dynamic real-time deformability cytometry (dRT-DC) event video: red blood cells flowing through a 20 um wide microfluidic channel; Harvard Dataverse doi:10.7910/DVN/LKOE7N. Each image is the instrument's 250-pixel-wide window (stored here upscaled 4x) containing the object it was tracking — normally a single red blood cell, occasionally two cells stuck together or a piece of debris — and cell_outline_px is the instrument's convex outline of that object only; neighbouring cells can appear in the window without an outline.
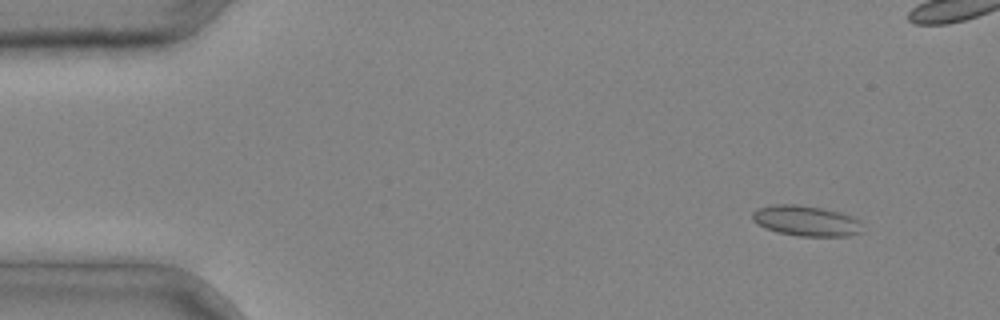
{"species": "common noctule bat (a hibernating species)", "species_latin": "Nyctalus noctula", "temperature_condition": "cold", "stored_images_in_passage": 4, "camera_frame_rate_fps": 3000, "um_per_image_px": 0.085, "animal": {"sex": "male", "body_mass_g": 20.4}, "frame": {"image": 1, "passage_image": 1, "time_ms": 0.0, "image_size_px": [1000, 320], "cell_outline_px": [[864, 232], [848, 236], [796, 236], [776, 232], [764, 228], [756, 224], [752, 220], [752, 212], [756, 208], [776, 204], [796, 204], [824, 208], [840, 212], [852, 216], [860, 220]], "centroid_in_image_um": [68.52, 18.77], "position_along_channel_um": 16.5, "area_um2": 20.0}}